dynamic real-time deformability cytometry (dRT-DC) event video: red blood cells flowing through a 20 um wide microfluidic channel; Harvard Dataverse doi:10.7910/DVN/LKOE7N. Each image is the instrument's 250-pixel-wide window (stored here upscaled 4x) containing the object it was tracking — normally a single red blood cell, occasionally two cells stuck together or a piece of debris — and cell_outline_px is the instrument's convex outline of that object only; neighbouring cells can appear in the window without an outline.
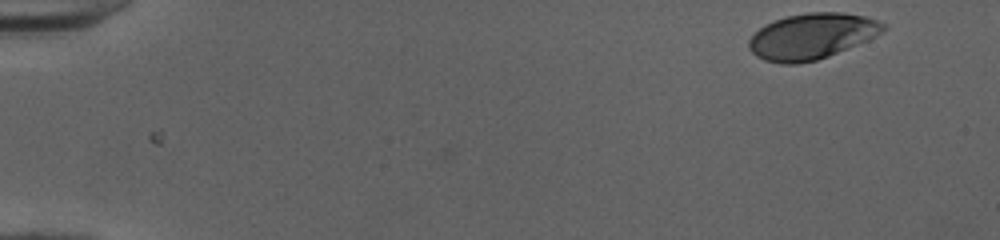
{"species": "human", "species_latin": "Homo sapiens", "temperature_condition": "cold", "stored_images_in_passage": 49, "camera_frame_rate_fps": 3000, "um_per_image_px": 0.085, "donor": {"sex": "female"}, "frame": {"image": 1, "passage_image": 1, "time_ms": 0.0, "image_size_px": [1000, 240], "cell_outline_px": [[888, 28], [876, 36], [868, 40], [828, 56], [816, 60], [796, 64], [780, 64], [764, 60], [756, 56], [748, 48], [748, 40], [764, 24], [788, 16], [808, 12], [840, 12], [864, 16], [880, 20], [888, 24]], "centroid_in_image_um": [69.03, 3.08], "position_along_channel_um": 16.0, "area_um2": 36.01}}
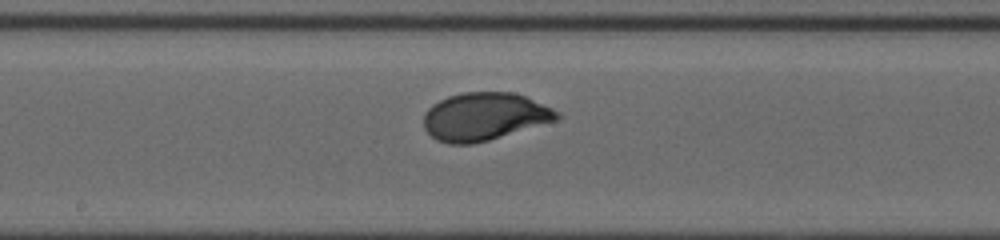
{"frame": {"image": 2, "passage_image": 26, "time_ms": 8.333, "image_size_px": [1000, 240], "cell_outline_px": [[560, 120], [488, 140], [472, 144], [448, 144], [436, 140], [424, 128], [424, 112], [432, 104], [448, 96], [464, 92], [512, 92], [524, 96], [552, 108], [560, 112]], "centroid_in_image_um": [41.18, 9.91], "position_along_channel_um": 207.0, "area_um2": 37.22}}
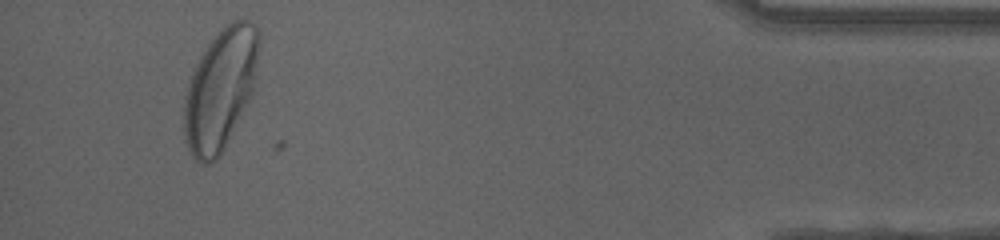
{"frame": {"image": 3, "passage_image": 46, "time_ms": 15.0, "image_size_px": [1000, 240], "cell_outline_px": [[260, 44], [252, 88], [248, 100], [220, 156], [216, 160], [208, 164], [204, 164], [196, 160], [192, 156], [184, 140], [184, 96], [188, 80], [196, 64], [208, 44], [224, 24], [232, 20], [248, 20], [260, 32]], "centroid_in_image_um": [18.7, 7.58], "position_along_channel_um": 416.5, "area_um2": 52.42}, "authors_computed_cell_mechanics": {"area_um2": 36.5874, "velocity_mm_per_s": 3.9977, "shape_relaxation_time_tau1_ms": 1.9137, "shape_relaxation_time_tau2_ms": null, "deformation_change_tau1": 0.1464, "deformation_change_tau2": null}}